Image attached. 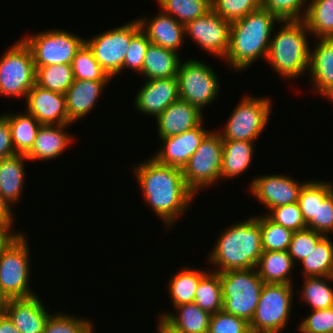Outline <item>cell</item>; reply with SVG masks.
<instances>
[{
    "label": "cell",
    "instance_id": "cell-13",
    "mask_svg": "<svg viewBox=\"0 0 333 333\" xmlns=\"http://www.w3.org/2000/svg\"><path fill=\"white\" fill-rule=\"evenodd\" d=\"M141 30L139 21H133L101 32L92 38L85 39V43L93 51L95 59L114 78L122 72V66L131 39Z\"/></svg>",
    "mask_w": 333,
    "mask_h": 333
},
{
    "label": "cell",
    "instance_id": "cell-36",
    "mask_svg": "<svg viewBox=\"0 0 333 333\" xmlns=\"http://www.w3.org/2000/svg\"><path fill=\"white\" fill-rule=\"evenodd\" d=\"M160 10L184 26L212 9L211 0H156Z\"/></svg>",
    "mask_w": 333,
    "mask_h": 333
},
{
    "label": "cell",
    "instance_id": "cell-49",
    "mask_svg": "<svg viewBox=\"0 0 333 333\" xmlns=\"http://www.w3.org/2000/svg\"><path fill=\"white\" fill-rule=\"evenodd\" d=\"M150 44L147 35L140 30L132 39L124 59L122 71L130 69L135 71L138 75L142 72L144 56Z\"/></svg>",
    "mask_w": 333,
    "mask_h": 333
},
{
    "label": "cell",
    "instance_id": "cell-16",
    "mask_svg": "<svg viewBox=\"0 0 333 333\" xmlns=\"http://www.w3.org/2000/svg\"><path fill=\"white\" fill-rule=\"evenodd\" d=\"M204 127L203 121L197 127L184 133L160 139L162 140L160 149L158 148V151L151 157L160 164L182 169L210 132Z\"/></svg>",
    "mask_w": 333,
    "mask_h": 333
},
{
    "label": "cell",
    "instance_id": "cell-11",
    "mask_svg": "<svg viewBox=\"0 0 333 333\" xmlns=\"http://www.w3.org/2000/svg\"><path fill=\"white\" fill-rule=\"evenodd\" d=\"M29 250L26 234L22 233L0 256V289L8 299L37 295L30 288Z\"/></svg>",
    "mask_w": 333,
    "mask_h": 333
},
{
    "label": "cell",
    "instance_id": "cell-37",
    "mask_svg": "<svg viewBox=\"0 0 333 333\" xmlns=\"http://www.w3.org/2000/svg\"><path fill=\"white\" fill-rule=\"evenodd\" d=\"M35 69V83L51 91L65 94L74 80L71 64H55Z\"/></svg>",
    "mask_w": 333,
    "mask_h": 333
},
{
    "label": "cell",
    "instance_id": "cell-48",
    "mask_svg": "<svg viewBox=\"0 0 333 333\" xmlns=\"http://www.w3.org/2000/svg\"><path fill=\"white\" fill-rule=\"evenodd\" d=\"M297 326L300 333H333V307L311 310Z\"/></svg>",
    "mask_w": 333,
    "mask_h": 333
},
{
    "label": "cell",
    "instance_id": "cell-43",
    "mask_svg": "<svg viewBox=\"0 0 333 333\" xmlns=\"http://www.w3.org/2000/svg\"><path fill=\"white\" fill-rule=\"evenodd\" d=\"M308 1L309 0H262V8L270 11L280 21L304 20L308 8Z\"/></svg>",
    "mask_w": 333,
    "mask_h": 333
},
{
    "label": "cell",
    "instance_id": "cell-50",
    "mask_svg": "<svg viewBox=\"0 0 333 333\" xmlns=\"http://www.w3.org/2000/svg\"><path fill=\"white\" fill-rule=\"evenodd\" d=\"M17 154L13 143L9 122L0 115V161L3 158Z\"/></svg>",
    "mask_w": 333,
    "mask_h": 333
},
{
    "label": "cell",
    "instance_id": "cell-19",
    "mask_svg": "<svg viewBox=\"0 0 333 333\" xmlns=\"http://www.w3.org/2000/svg\"><path fill=\"white\" fill-rule=\"evenodd\" d=\"M152 18L144 16L139 19L137 17L141 30L147 35L150 43L179 54V50L186 42L184 41L186 39L185 26L160 9L159 13Z\"/></svg>",
    "mask_w": 333,
    "mask_h": 333
},
{
    "label": "cell",
    "instance_id": "cell-30",
    "mask_svg": "<svg viewBox=\"0 0 333 333\" xmlns=\"http://www.w3.org/2000/svg\"><path fill=\"white\" fill-rule=\"evenodd\" d=\"M208 272L195 267H182L169 279L168 295L172 300V306H180L193 303L197 286L201 278Z\"/></svg>",
    "mask_w": 333,
    "mask_h": 333
},
{
    "label": "cell",
    "instance_id": "cell-4",
    "mask_svg": "<svg viewBox=\"0 0 333 333\" xmlns=\"http://www.w3.org/2000/svg\"><path fill=\"white\" fill-rule=\"evenodd\" d=\"M279 24V30L269 43L265 62L288 81L303 77L309 70L311 43L308 34L312 35L304 20H285Z\"/></svg>",
    "mask_w": 333,
    "mask_h": 333
},
{
    "label": "cell",
    "instance_id": "cell-17",
    "mask_svg": "<svg viewBox=\"0 0 333 333\" xmlns=\"http://www.w3.org/2000/svg\"><path fill=\"white\" fill-rule=\"evenodd\" d=\"M26 112L42 125L71 124L68 120L65 94L35 85L26 96Z\"/></svg>",
    "mask_w": 333,
    "mask_h": 333
},
{
    "label": "cell",
    "instance_id": "cell-10",
    "mask_svg": "<svg viewBox=\"0 0 333 333\" xmlns=\"http://www.w3.org/2000/svg\"><path fill=\"white\" fill-rule=\"evenodd\" d=\"M176 78L179 98L202 112L204 107L212 105L221 91L219 78L213 67L195 58L180 62Z\"/></svg>",
    "mask_w": 333,
    "mask_h": 333
},
{
    "label": "cell",
    "instance_id": "cell-51",
    "mask_svg": "<svg viewBox=\"0 0 333 333\" xmlns=\"http://www.w3.org/2000/svg\"><path fill=\"white\" fill-rule=\"evenodd\" d=\"M13 228H14L13 225H1L0 224V256L22 234V232L19 230L14 232Z\"/></svg>",
    "mask_w": 333,
    "mask_h": 333
},
{
    "label": "cell",
    "instance_id": "cell-24",
    "mask_svg": "<svg viewBox=\"0 0 333 333\" xmlns=\"http://www.w3.org/2000/svg\"><path fill=\"white\" fill-rule=\"evenodd\" d=\"M316 40L314 47L310 48L307 75L311 77V89L322 96L333 86V38Z\"/></svg>",
    "mask_w": 333,
    "mask_h": 333
},
{
    "label": "cell",
    "instance_id": "cell-3",
    "mask_svg": "<svg viewBox=\"0 0 333 333\" xmlns=\"http://www.w3.org/2000/svg\"><path fill=\"white\" fill-rule=\"evenodd\" d=\"M207 257L215 272L256 268L262 255L259 215L239 220L220 232Z\"/></svg>",
    "mask_w": 333,
    "mask_h": 333
},
{
    "label": "cell",
    "instance_id": "cell-31",
    "mask_svg": "<svg viewBox=\"0 0 333 333\" xmlns=\"http://www.w3.org/2000/svg\"><path fill=\"white\" fill-rule=\"evenodd\" d=\"M10 125L12 143L17 154L26 155L32 148L42 124L26 111L1 114Z\"/></svg>",
    "mask_w": 333,
    "mask_h": 333
},
{
    "label": "cell",
    "instance_id": "cell-29",
    "mask_svg": "<svg viewBox=\"0 0 333 333\" xmlns=\"http://www.w3.org/2000/svg\"><path fill=\"white\" fill-rule=\"evenodd\" d=\"M294 268L295 264L287 251L262 252L256 266L259 277L264 283L291 285H294L291 277Z\"/></svg>",
    "mask_w": 333,
    "mask_h": 333
},
{
    "label": "cell",
    "instance_id": "cell-35",
    "mask_svg": "<svg viewBox=\"0 0 333 333\" xmlns=\"http://www.w3.org/2000/svg\"><path fill=\"white\" fill-rule=\"evenodd\" d=\"M194 303L211 315L223 309L220 273L208 271L200 280Z\"/></svg>",
    "mask_w": 333,
    "mask_h": 333
},
{
    "label": "cell",
    "instance_id": "cell-53",
    "mask_svg": "<svg viewBox=\"0 0 333 333\" xmlns=\"http://www.w3.org/2000/svg\"><path fill=\"white\" fill-rule=\"evenodd\" d=\"M0 333H21L10 318L6 315H0Z\"/></svg>",
    "mask_w": 333,
    "mask_h": 333
},
{
    "label": "cell",
    "instance_id": "cell-40",
    "mask_svg": "<svg viewBox=\"0 0 333 333\" xmlns=\"http://www.w3.org/2000/svg\"><path fill=\"white\" fill-rule=\"evenodd\" d=\"M264 215V216H263ZM259 215L262 249L265 251H287L293 231L276 224L265 214Z\"/></svg>",
    "mask_w": 333,
    "mask_h": 333
},
{
    "label": "cell",
    "instance_id": "cell-55",
    "mask_svg": "<svg viewBox=\"0 0 333 333\" xmlns=\"http://www.w3.org/2000/svg\"><path fill=\"white\" fill-rule=\"evenodd\" d=\"M8 300V297L0 289V315L5 314Z\"/></svg>",
    "mask_w": 333,
    "mask_h": 333
},
{
    "label": "cell",
    "instance_id": "cell-12",
    "mask_svg": "<svg viewBox=\"0 0 333 333\" xmlns=\"http://www.w3.org/2000/svg\"><path fill=\"white\" fill-rule=\"evenodd\" d=\"M30 47L35 67L72 64L86 38L62 29H48L21 37Z\"/></svg>",
    "mask_w": 333,
    "mask_h": 333
},
{
    "label": "cell",
    "instance_id": "cell-54",
    "mask_svg": "<svg viewBox=\"0 0 333 333\" xmlns=\"http://www.w3.org/2000/svg\"><path fill=\"white\" fill-rule=\"evenodd\" d=\"M158 318V326H157V331L158 333H182L174 329L171 325H169L163 318L157 317Z\"/></svg>",
    "mask_w": 333,
    "mask_h": 333
},
{
    "label": "cell",
    "instance_id": "cell-1",
    "mask_svg": "<svg viewBox=\"0 0 333 333\" xmlns=\"http://www.w3.org/2000/svg\"><path fill=\"white\" fill-rule=\"evenodd\" d=\"M133 168L144 203L163 221L165 229L172 228L196 196L186 186L182 169L160 164L151 156Z\"/></svg>",
    "mask_w": 333,
    "mask_h": 333
},
{
    "label": "cell",
    "instance_id": "cell-42",
    "mask_svg": "<svg viewBox=\"0 0 333 333\" xmlns=\"http://www.w3.org/2000/svg\"><path fill=\"white\" fill-rule=\"evenodd\" d=\"M212 10L230 23L262 7V0H211Z\"/></svg>",
    "mask_w": 333,
    "mask_h": 333
},
{
    "label": "cell",
    "instance_id": "cell-23",
    "mask_svg": "<svg viewBox=\"0 0 333 333\" xmlns=\"http://www.w3.org/2000/svg\"><path fill=\"white\" fill-rule=\"evenodd\" d=\"M70 125H41L31 150L26 154L29 161H52L60 157L74 142L72 135L66 132Z\"/></svg>",
    "mask_w": 333,
    "mask_h": 333
},
{
    "label": "cell",
    "instance_id": "cell-44",
    "mask_svg": "<svg viewBox=\"0 0 333 333\" xmlns=\"http://www.w3.org/2000/svg\"><path fill=\"white\" fill-rule=\"evenodd\" d=\"M323 237L324 235L308 228L293 232L287 252L294 264L298 263L297 265H299L300 261L307 258Z\"/></svg>",
    "mask_w": 333,
    "mask_h": 333
},
{
    "label": "cell",
    "instance_id": "cell-56",
    "mask_svg": "<svg viewBox=\"0 0 333 333\" xmlns=\"http://www.w3.org/2000/svg\"><path fill=\"white\" fill-rule=\"evenodd\" d=\"M322 97H326L327 100L330 99L331 102H333V86L327 90L323 95Z\"/></svg>",
    "mask_w": 333,
    "mask_h": 333
},
{
    "label": "cell",
    "instance_id": "cell-38",
    "mask_svg": "<svg viewBox=\"0 0 333 333\" xmlns=\"http://www.w3.org/2000/svg\"><path fill=\"white\" fill-rule=\"evenodd\" d=\"M74 79L89 81H111V77L95 59L93 51L84 43L72 61Z\"/></svg>",
    "mask_w": 333,
    "mask_h": 333
},
{
    "label": "cell",
    "instance_id": "cell-2",
    "mask_svg": "<svg viewBox=\"0 0 333 333\" xmlns=\"http://www.w3.org/2000/svg\"><path fill=\"white\" fill-rule=\"evenodd\" d=\"M279 22L276 16L262 7L232 22L225 57L229 67L239 72L249 68L257 59L266 61L273 28Z\"/></svg>",
    "mask_w": 333,
    "mask_h": 333
},
{
    "label": "cell",
    "instance_id": "cell-8",
    "mask_svg": "<svg viewBox=\"0 0 333 333\" xmlns=\"http://www.w3.org/2000/svg\"><path fill=\"white\" fill-rule=\"evenodd\" d=\"M211 130L182 168L185 184L196 196L220 181L223 139Z\"/></svg>",
    "mask_w": 333,
    "mask_h": 333
},
{
    "label": "cell",
    "instance_id": "cell-34",
    "mask_svg": "<svg viewBox=\"0 0 333 333\" xmlns=\"http://www.w3.org/2000/svg\"><path fill=\"white\" fill-rule=\"evenodd\" d=\"M303 281L300 299L311 310L333 307V287L329 286L333 276L304 277Z\"/></svg>",
    "mask_w": 333,
    "mask_h": 333
},
{
    "label": "cell",
    "instance_id": "cell-47",
    "mask_svg": "<svg viewBox=\"0 0 333 333\" xmlns=\"http://www.w3.org/2000/svg\"><path fill=\"white\" fill-rule=\"evenodd\" d=\"M306 227L324 236L333 233V190L324 199H317L316 219Z\"/></svg>",
    "mask_w": 333,
    "mask_h": 333
},
{
    "label": "cell",
    "instance_id": "cell-52",
    "mask_svg": "<svg viewBox=\"0 0 333 333\" xmlns=\"http://www.w3.org/2000/svg\"><path fill=\"white\" fill-rule=\"evenodd\" d=\"M14 214L12 207L0 195V224L1 225H14Z\"/></svg>",
    "mask_w": 333,
    "mask_h": 333
},
{
    "label": "cell",
    "instance_id": "cell-27",
    "mask_svg": "<svg viewBox=\"0 0 333 333\" xmlns=\"http://www.w3.org/2000/svg\"><path fill=\"white\" fill-rule=\"evenodd\" d=\"M180 62L178 53L150 43L140 76L146 80L176 77Z\"/></svg>",
    "mask_w": 333,
    "mask_h": 333
},
{
    "label": "cell",
    "instance_id": "cell-9",
    "mask_svg": "<svg viewBox=\"0 0 333 333\" xmlns=\"http://www.w3.org/2000/svg\"><path fill=\"white\" fill-rule=\"evenodd\" d=\"M35 79L32 51L21 38L0 57V96L26 98Z\"/></svg>",
    "mask_w": 333,
    "mask_h": 333
},
{
    "label": "cell",
    "instance_id": "cell-6",
    "mask_svg": "<svg viewBox=\"0 0 333 333\" xmlns=\"http://www.w3.org/2000/svg\"><path fill=\"white\" fill-rule=\"evenodd\" d=\"M294 285L265 283L249 323L251 333H282L293 308Z\"/></svg>",
    "mask_w": 333,
    "mask_h": 333
},
{
    "label": "cell",
    "instance_id": "cell-5",
    "mask_svg": "<svg viewBox=\"0 0 333 333\" xmlns=\"http://www.w3.org/2000/svg\"><path fill=\"white\" fill-rule=\"evenodd\" d=\"M220 280L223 310L250 323L265 284L257 269L227 270L220 273Z\"/></svg>",
    "mask_w": 333,
    "mask_h": 333
},
{
    "label": "cell",
    "instance_id": "cell-14",
    "mask_svg": "<svg viewBox=\"0 0 333 333\" xmlns=\"http://www.w3.org/2000/svg\"><path fill=\"white\" fill-rule=\"evenodd\" d=\"M230 25L211 9L185 25V37H191L202 50L223 60L229 49Z\"/></svg>",
    "mask_w": 333,
    "mask_h": 333
},
{
    "label": "cell",
    "instance_id": "cell-15",
    "mask_svg": "<svg viewBox=\"0 0 333 333\" xmlns=\"http://www.w3.org/2000/svg\"><path fill=\"white\" fill-rule=\"evenodd\" d=\"M307 182H298L282 174L257 175L249 184V192L269 211L278 206L297 202Z\"/></svg>",
    "mask_w": 333,
    "mask_h": 333
},
{
    "label": "cell",
    "instance_id": "cell-45",
    "mask_svg": "<svg viewBox=\"0 0 333 333\" xmlns=\"http://www.w3.org/2000/svg\"><path fill=\"white\" fill-rule=\"evenodd\" d=\"M265 215L276 224L293 232L307 228L297 202L272 208Z\"/></svg>",
    "mask_w": 333,
    "mask_h": 333
},
{
    "label": "cell",
    "instance_id": "cell-39",
    "mask_svg": "<svg viewBox=\"0 0 333 333\" xmlns=\"http://www.w3.org/2000/svg\"><path fill=\"white\" fill-rule=\"evenodd\" d=\"M333 190L332 182L309 180L302 188L297 201L305 223L316 219L317 199H324Z\"/></svg>",
    "mask_w": 333,
    "mask_h": 333
},
{
    "label": "cell",
    "instance_id": "cell-33",
    "mask_svg": "<svg viewBox=\"0 0 333 333\" xmlns=\"http://www.w3.org/2000/svg\"><path fill=\"white\" fill-rule=\"evenodd\" d=\"M304 21L315 38H333V0H309Z\"/></svg>",
    "mask_w": 333,
    "mask_h": 333
},
{
    "label": "cell",
    "instance_id": "cell-46",
    "mask_svg": "<svg viewBox=\"0 0 333 333\" xmlns=\"http://www.w3.org/2000/svg\"><path fill=\"white\" fill-rule=\"evenodd\" d=\"M208 333H251L249 323L223 309L212 314Z\"/></svg>",
    "mask_w": 333,
    "mask_h": 333
},
{
    "label": "cell",
    "instance_id": "cell-22",
    "mask_svg": "<svg viewBox=\"0 0 333 333\" xmlns=\"http://www.w3.org/2000/svg\"><path fill=\"white\" fill-rule=\"evenodd\" d=\"M110 81H89L74 79L65 92L68 120L74 124L88 115L96 105Z\"/></svg>",
    "mask_w": 333,
    "mask_h": 333
},
{
    "label": "cell",
    "instance_id": "cell-20",
    "mask_svg": "<svg viewBox=\"0 0 333 333\" xmlns=\"http://www.w3.org/2000/svg\"><path fill=\"white\" fill-rule=\"evenodd\" d=\"M38 295L9 299L5 314L21 333H43L50 314Z\"/></svg>",
    "mask_w": 333,
    "mask_h": 333
},
{
    "label": "cell",
    "instance_id": "cell-18",
    "mask_svg": "<svg viewBox=\"0 0 333 333\" xmlns=\"http://www.w3.org/2000/svg\"><path fill=\"white\" fill-rule=\"evenodd\" d=\"M134 99V107L142 114L157 118L179 99L176 77L146 80Z\"/></svg>",
    "mask_w": 333,
    "mask_h": 333
},
{
    "label": "cell",
    "instance_id": "cell-25",
    "mask_svg": "<svg viewBox=\"0 0 333 333\" xmlns=\"http://www.w3.org/2000/svg\"><path fill=\"white\" fill-rule=\"evenodd\" d=\"M26 160V155L14 154L0 161V195L11 207L23 195Z\"/></svg>",
    "mask_w": 333,
    "mask_h": 333
},
{
    "label": "cell",
    "instance_id": "cell-41",
    "mask_svg": "<svg viewBox=\"0 0 333 333\" xmlns=\"http://www.w3.org/2000/svg\"><path fill=\"white\" fill-rule=\"evenodd\" d=\"M94 324L90 319L55 312L50 314L43 333H94Z\"/></svg>",
    "mask_w": 333,
    "mask_h": 333
},
{
    "label": "cell",
    "instance_id": "cell-28",
    "mask_svg": "<svg viewBox=\"0 0 333 333\" xmlns=\"http://www.w3.org/2000/svg\"><path fill=\"white\" fill-rule=\"evenodd\" d=\"M173 308L176 309V312L163 311L158 317L163 318L174 329L182 333H208L210 313L202 310L194 302Z\"/></svg>",
    "mask_w": 333,
    "mask_h": 333
},
{
    "label": "cell",
    "instance_id": "cell-32",
    "mask_svg": "<svg viewBox=\"0 0 333 333\" xmlns=\"http://www.w3.org/2000/svg\"><path fill=\"white\" fill-rule=\"evenodd\" d=\"M302 264L304 277L333 276V242L324 236L308 254L299 262Z\"/></svg>",
    "mask_w": 333,
    "mask_h": 333
},
{
    "label": "cell",
    "instance_id": "cell-26",
    "mask_svg": "<svg viewBox=\"0 0 333 333\" xmlns=\"http://www.w3.org/2000/svg\"><path fill=\"white\" fill-rule=\"evenodd\" d=\"M254 143L238 140L223 141L220 180L235 179L247 172L254 156L256 147Z\"/></svg>",
    "mask_w": 333,
    "mask_h": 333
},
{
    "label": "cell",
    "instance_id": "cell-7",
    "mask_svg": "<svg viewBox=\"0 0 333 333\" xmlns=\"http://www.w3.org/2000/svg\"><path fill=\"white\" fill-rule=\"evenodd\" d=\"M272 99L267 96L245 95L231 112L220 134L223 141L238 140L256 142L268 126Z\"/></svg>",
    "mask_w": 333,
    "mask_h": 333
},
{
    "label": "cell",
    "instance_id": "cell-21",
    "mask_svg": "<svg viewBox=\"0 0 333 333\" xmlns=\"http://www.w3.org/2000/svg\"><path fill=\"white\" fill-rule=\"evenodd\" d=\"M203 112L194 105L178 99L155 120L160 139L184 133L204 121Z\"/></svg>",
    "mask_w": 333,
    "mask_h": 333
}]
</instances>
